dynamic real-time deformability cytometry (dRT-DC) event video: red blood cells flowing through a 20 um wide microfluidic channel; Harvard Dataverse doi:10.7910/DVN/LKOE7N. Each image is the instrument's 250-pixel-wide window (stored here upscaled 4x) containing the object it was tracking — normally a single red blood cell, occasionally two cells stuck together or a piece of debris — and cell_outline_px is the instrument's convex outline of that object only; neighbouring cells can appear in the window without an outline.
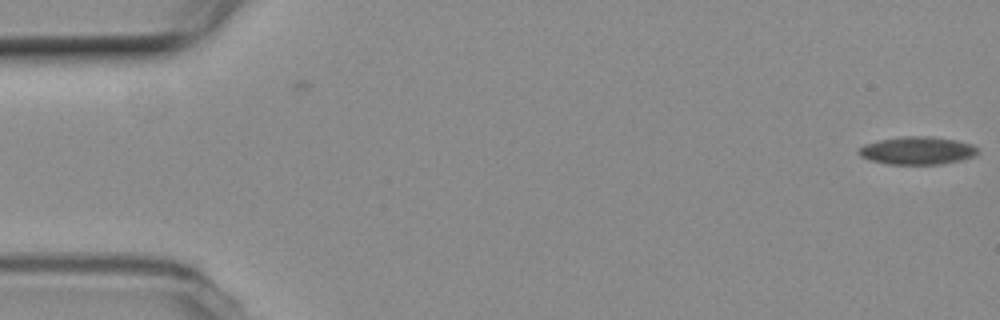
{"species": "common noctule bat (a hibernating species)", "species_latin": "Nyctalus noctula", "temperature_condition": "room temperature", "stored_images_in_passage": 5, "camera_frame_rate_fps": 3000, "um_per_image_px": 0.085, "animal": {"sex": "female", "body_mass_g": 19.3, "forearm_length_mm": 54.1}, "frame": {"image": 1, "passage_image": 5, "time_ms": 1.333, "image_size_px": [1000, 320], "cell_outline_px": [[980, 152], [976, 156], [960, 160], [940, 164], [888, 164], [872, 160], [860, 156], [856, 152], [864, 144], [880, 140], [904, 136], [932, 136], [956, 140], [972, 144]], "centroid_in_image_um": [77.99, 12.79], "position_along_channel_um": 7.0, "area_um2": 19.31}}